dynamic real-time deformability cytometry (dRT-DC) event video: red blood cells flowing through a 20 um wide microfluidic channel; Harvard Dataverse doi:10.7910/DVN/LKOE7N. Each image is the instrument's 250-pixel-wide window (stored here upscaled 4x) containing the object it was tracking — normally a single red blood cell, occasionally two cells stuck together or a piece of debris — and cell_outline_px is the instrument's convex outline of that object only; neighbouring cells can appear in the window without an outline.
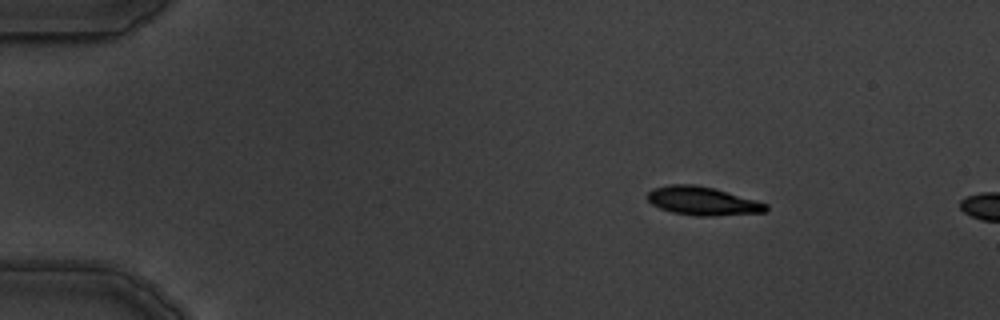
{"species": "common noctule bat (a hibernating species)", "species_latin": "Nyctalus noctula", "temperature_condition": "warm", "stored_images_in_passage": 2, "camera_frame_rate_fps": 3000, "um_per_image_px": 0.085, "animal": {"sex": "male", "body_mass_g": 19.5, "forearm_length_mm": 54.6}, "frame": {"image": 1, "passage_image": 1, "time_ms": 0.0, "image_size_px": [1000, 320], "cell_outline_px": [[768, 208], [764, 212], [712, 216], [696, 216], [672, 212], [660, 208], [652, 204], [648, 200], [648, 192], [652, 188], [672, 184], [696, 184], [712, 188], [756, 200], [768, 204]], "centroid_in_image_um": [59.7, 17.08], "position_along_channel_um": 25.3, "area_um2": 19.54}}